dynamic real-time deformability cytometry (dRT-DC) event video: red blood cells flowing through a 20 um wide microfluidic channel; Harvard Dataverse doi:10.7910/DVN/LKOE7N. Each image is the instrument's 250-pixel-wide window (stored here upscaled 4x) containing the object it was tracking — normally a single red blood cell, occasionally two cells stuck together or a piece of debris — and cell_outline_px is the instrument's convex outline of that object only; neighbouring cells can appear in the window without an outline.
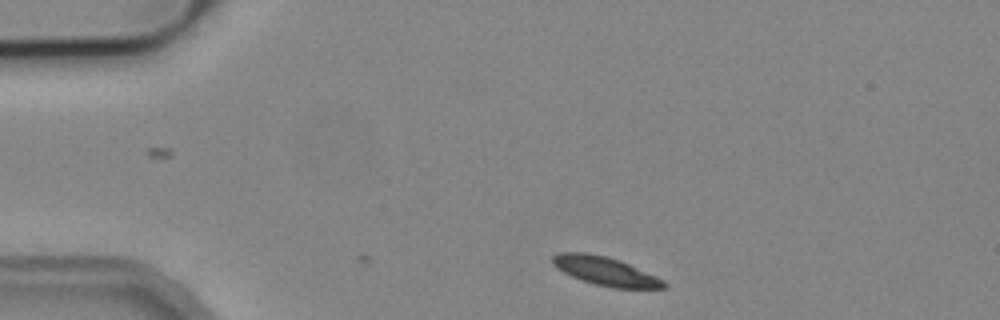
{"species": "common noctule bat (a hibernating species)", "species_latin": "Nyctalus noctula", "temperature_condition": "cold", "stored_images_in_passage": 2, "camera_frame_rate_fps": 3000, "um_per_image_px": 0.085, "animal": {"sex": "male", "body_mass_g": 19.2, "forearm_length_mm": 51.8}, "frame": {"image": 1, "passage_image": 1, "time_ms": 0.0, "image_size_px": [1000, 320], "cell_outline_px": [[668, 288], [612, 288], [596, 284], [572, 276], [556, 268], [552, 264], [552, 256], [556, 252], [588, 252], [620, 260], [656, 276], [664, 280], [668, 284]], "centroid_in_image_um": [51.46, 23.04], "position_along_channel_um": 33.5, "area_um2": 18.55}}